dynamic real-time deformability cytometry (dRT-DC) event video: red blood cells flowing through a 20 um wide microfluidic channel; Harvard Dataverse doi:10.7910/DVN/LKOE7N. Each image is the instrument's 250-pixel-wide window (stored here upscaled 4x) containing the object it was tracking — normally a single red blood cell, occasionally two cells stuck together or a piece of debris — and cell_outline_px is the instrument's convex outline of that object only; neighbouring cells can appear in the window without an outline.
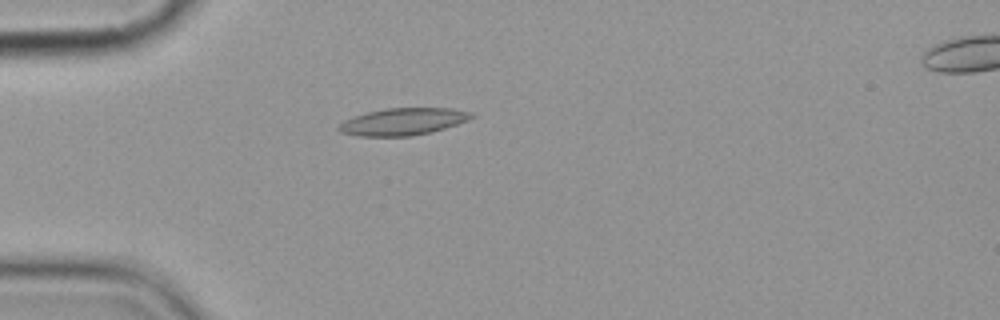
{"species": "common noctule bat (a hibernating species)", "species_latin": "Nyctalus noctula", "temperature_condition": "cold", "stored_images_in_passage": 3, "camera_frame_rate_fps": 3000, "um_per_image_px": 0.085, "animal": {"sex": "female", "body_mass_g": 19.9}, "frame": {"image": 1, "passage_image": 2, "time_ms": 1.333, "image_size_px": [1000, 320], "cell_outline_px": [[476, 116], [468, 120], [432, 132], [412, 136], [360, 136], [340, 132], [336, 128], [344, 120], [368, 112], [384, 108], [452, 108], [472, 112]], "centroid_in_image_um": [34.28, 10.33], "position_along_channel_um": 50.7, "area_um2": 20.92}}